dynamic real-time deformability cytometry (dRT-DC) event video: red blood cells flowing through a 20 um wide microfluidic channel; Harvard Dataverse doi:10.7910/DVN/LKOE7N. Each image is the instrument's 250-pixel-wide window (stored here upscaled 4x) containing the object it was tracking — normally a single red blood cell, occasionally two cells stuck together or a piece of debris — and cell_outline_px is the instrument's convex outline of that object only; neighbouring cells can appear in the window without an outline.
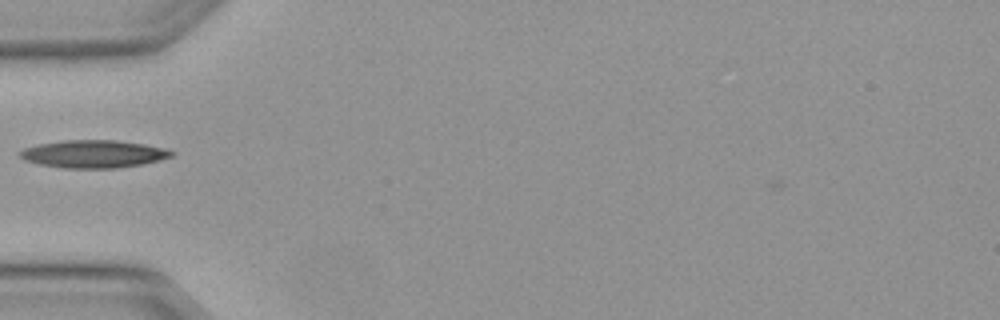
{"species": "Egyptian fruit bat (a non-hibernating species)", "species_latin": "Rousettus aegyptiacus", "temperature_condition": "warm", "stored_images_in_passage": 1, "camera_frame_rate_fps": 3000, "um_per_image_px": 0.085, "animal": {"sex": "female"}, "frame": {"image": 1, "passage_image": 1, "time_ms": 0.0, "image_size_px": [1000, 320], "cell_outline_px": [[176, 152], [172, 156], [140, 164], [116, 168], [64, 168], [40, 164], [24, 160], [16, 152], [24, 148], [40, 144], [64, 140], [116, 140], [144, 144], [164, 148]], "centroid_in_image_um": [7.91, 13.08], "position_along_channel_um": 77.1, "area_um2": 24.28}}